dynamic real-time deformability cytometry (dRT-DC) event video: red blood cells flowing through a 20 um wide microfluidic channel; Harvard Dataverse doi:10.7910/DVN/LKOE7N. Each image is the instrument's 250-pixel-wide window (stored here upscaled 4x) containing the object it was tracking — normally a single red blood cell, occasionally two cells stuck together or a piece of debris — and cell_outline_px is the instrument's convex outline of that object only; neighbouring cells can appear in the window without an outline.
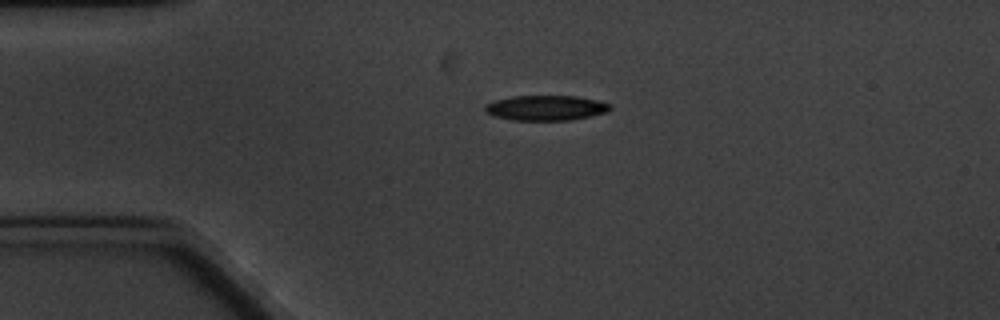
{"species": "common noctule bat (a hibernating species)", "species_latin": "Nyctalus noctula", "temperature_condition": "cold", "stored_images_in_passage": 4, "camera_frame_rate_fps": 3000, "um_per_image_px": 0.085, "animal": {"sex": "male", "body_mass_g": 20.1, "forearm_length_mm": 53.5}, "frame": {"image": 1, "passage_image": 3, "time_ms": 2.333, "image_size_px": [1000, 320], "cell_outline_px": [[612, 108], [608, 112], [572, 120], [512, 120], [492, 116], [484, 112], [484, 104], [496, 100], [512, 96], [576, 96], [596, 100], [608, 104]], "centroid_in_image_um": [46.35, 9.18], "position_along_channel_um": 38.6, "area_um2": 18.38}}